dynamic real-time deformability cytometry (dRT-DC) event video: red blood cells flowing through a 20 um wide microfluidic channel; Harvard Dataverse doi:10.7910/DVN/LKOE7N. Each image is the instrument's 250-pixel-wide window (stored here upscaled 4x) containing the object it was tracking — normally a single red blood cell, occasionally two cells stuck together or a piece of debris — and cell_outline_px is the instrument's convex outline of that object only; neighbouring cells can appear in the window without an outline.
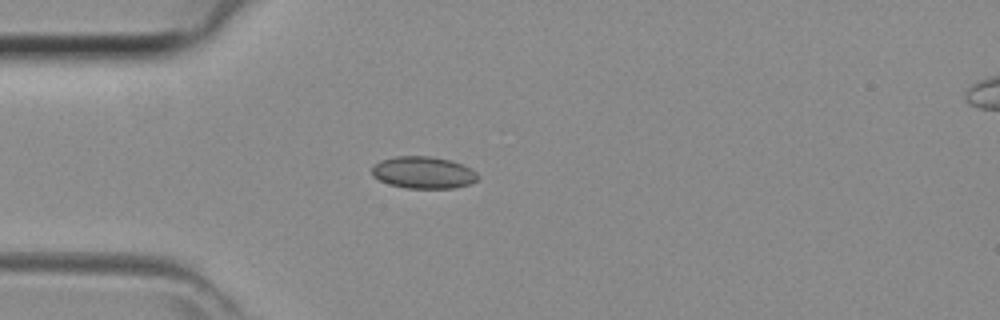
{"species": "common noctule bat (a hibernating species)", "species_latin": "Nyctalus noctula", "temperature_condition": "room temperature", "stored_images_in_passage": 33, "camera_frame_rate_fps": 3000, "um_per_image_px": 0.085, "animal": {"sex": "female", "body_mass_g": 29.2, "forearm_length_mm": 56.3}, "frame": {"image": 1, "passage_image": 1, "time_ms": 0.0, "image_size_px": [1000, 320], "cell_outline_px": [[480, 176], [476, 180], [468, 184], [452, 188], [408, 188], [388, 184], [372, 176], [372, 164], [380, 160], [396, 156], [432, 156], [452, 160], [472, 168]], "centroid_in_image_um": [35.97, 14.65], "position_along_channel_um": 49.0, "area_um2": 19.94}}
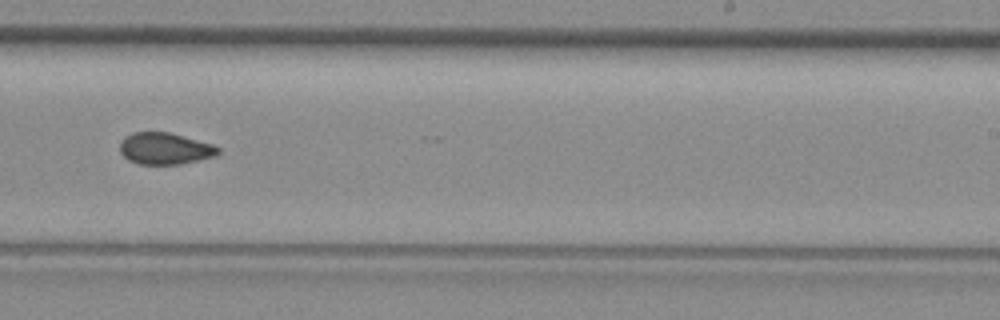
{"frame": {"image": 2, "passage_image": 16, "time_ms": 5.0, "image_size_px": [1000, 320], "cell_outline_px": [[220, 152], [216, 156], [200, 160], [180, 164], [136, 164], [128, 160], [120, 152], [120, 140], [124, 136], [132, 132], [168, 132], [212, 144], [220, 148]], "centroid_in_image_um": [14.0, 12.63], "position_along_channel_um": 275.0, "area_um2": 18.26}}
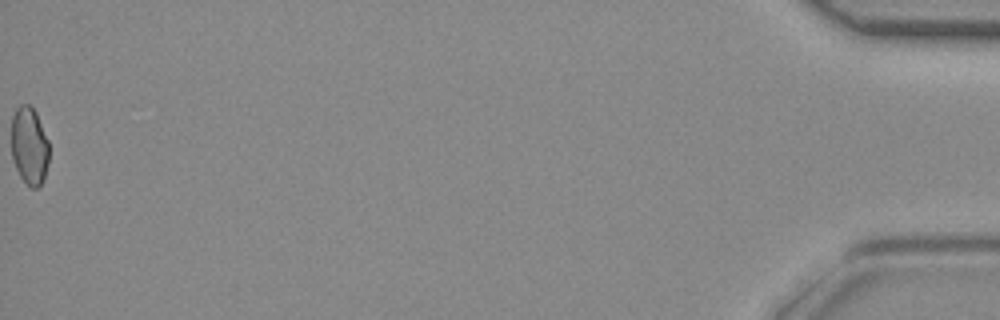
{"frame": {"image": 3, "passage_image": 33, "time_ms": 10.667, "image_size_px": [1000, 320], "cell_outline_px": [[48, 164], [44, 176], [40, 184], [36, 188], [32, 188], [20, 176], [16, 168], [12, 156], [12, 116], [16, 108], [20, 104], [28, 104], [36, 112], [48, 140]], "centroid_in_image_um": [2.49, 12.37], "position_along_channel_um": 432.7, "area_um2": 16.88}}